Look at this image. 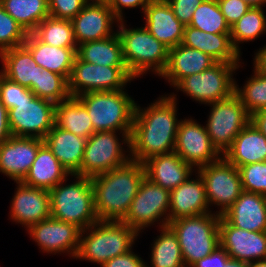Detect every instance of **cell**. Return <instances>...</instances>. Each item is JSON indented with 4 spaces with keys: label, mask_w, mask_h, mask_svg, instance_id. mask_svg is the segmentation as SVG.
<instances>
[{
    "label": "cell",
    "mask_w": 266,
    "mask_h": 267,
    "mask_svg": "<svg viewBox=\"0 0 266 267\" xmlns=\"http://www.w3.org/2000/svg\"><path fill=\"white\" fill-rule=\"evenodd\" d=\"M176 95L161 96L149 107L136 104L130 135L131 160L143 163L149 158L174 152L180 120Z\"/></svg>",
    "instance_id": "cell-1"
},
{
    "label": "cell",
    "mask_w": 266,
    "mask_h": 267,
    "mask_svg": "<svg viewBox=\"0 0 266 267\" xmlns=\"http://www.w3.org/2000/svg\"><path fill=\"white\" fill-rule=\"evenodd\" d=\"M144 178L143 163L133 160L90 178L94 190V209L98 220L122 221Z\"/></svg>",
    "instance_id": "cell-2"
},
{
    "label": "cell",
    "mask_w": 266,
    "mask_h": 267,
    "mask_svg": "<svg viewBox=\"0 0 266 267\" xmlns=\"http://www.w3.org/2000/svg\"><path fill=\"white\" fill-rule=\"evenodd\" d=\"M85 232L87 236H84ZM137 236L139 234L122 221L98 220L81 231L75 258L95 262L102 266L106 261L128 253Z\"/></svg>",
    "instance_id": "cell-3"
},
{
    "label": "cell",
    "mask_w": 266,
    "mask_h": 267,
    "mask_svg": "<svg viewBox=\"0 0 266 267\" xmlns=\"http://www.w3.org/2000/svg\"><path fill=\"white\" fill-rule=\"evenodd\" d=\"M86 108L95 132L131 134L136 104L126 91H95L76 97Z\"/></svg>",
    "instance_id": "cell-4"
},
{
    "label": "cell",
    "mask_w": 266,
    "mask_h": 267,
    "mask_svg": "<svg viewBox=\"0 0 266 267\" xmlns=\"http://www.w3.org/2000/svg\"><path fill=\"white\" fill-rule=\"evenodd\" d=\"M76 181L58 183L50 192L51 217L84 230L98 221L94 209V190L89 177L71 175Z\"/></svg>",
    "instance_id": "cell-5"
},
{
    "label": "cell",
    "mask_w": 266,
    "mask_h": 267,
    "mask_svg": "<svg viewBox=\"0 0 266 267\" xmlns=\"http://www.w3.org/2000/svg\"><path fill=\"white\" fill-rule=\"evenodd\" d=\"M117 35L122 45V55L130 75L135 79L149 70L160 76L168 62V48L158 41L145 27L125 28L118 22Z\"/></svg>",
    "instance_id": "cell-6"
},
{
    "label": "cell",
    "mask_w": 266,
    "mask_h": 267,
    "mask_svg": "<svg viewBox=\"0 0 266 267\" xmlns=\"http://www.w3.org/2000/svg\"><path fill=\"white\" fill-rule=\"evenodd\" d=\"M220 217L210 212L168 222L178 238L185 267H191L220 246Z\"/></svg>",
    "instance_id": "cell-7"
},
{
    "label": "cell",
    "mask_w": 266,
    "mask_h": 267,
    "mask_svg": "<svg viewBox=\"0 0 266 267\" xmlns=\"http://www.w3.org/2000/svg\"><path fill=\"white\" fill-rule=\"evenodd\" d=\"M130 135L122 134L120 143L116 131L94 132L86 142L80 176L92 178L129 162L130 154L125 155L121 144H127L130 148Z\"/></svg>",
    "instance_id": "cell-8"
},
{
    "label": "cell",
    "mask_w": 266,
    "mask_h": 267,
    "mask_svg": "<svg viewBox=\"0 0 266 267\" xmlns=\"http://www.w3.org/2000/svg\"><path fill=\"white\" fill-rule=\"evenodd\" d=\"M239 63L216 62L210 68L182 79L175 87L201 104H211L234 94L233 72Z\"/></svg>",
    "instance_id": "cell-9"
},
{
    "label": "cell",
    "mask_w": 266,
    "mask_h": 267,
    "mask_svg": "<svg viewBox=\"0 0 266 267\" xmlns=\"http://www.w3.org/2000/svg\"><path fill=\"white\" fill-rule=\"evenodd\" d=\"M208 105L212 108L205 126L207 134L212 145L223 155L250 122V115L235 93Z\"/></svg>",
    "instance_id": "cell-10"
},
{
    "label": "cell",
    "mask_w": 266,
    "mask_h": 267,
    "mask_svg": "<svg viewBox=\"0 0 266 267\" xmlns=\"http://www.w3.org/2000/svg\"><path fill=\"white\" fill-rule=\"evenodd\" d=\"M133 79L127 67L91 64L76 56L68 79V92L71 97H78L87 92L123 90Z\"/></svg>",
    "instance_id": "cell-11"
},
{
    "label": "cell",
    "mask_w": 266,
    "mask_h": 267,
    "mask_svg": "<svg viewBox=\"0 0 266 267\" xmlns=\"http://www.w3.org/2000/svg\"><path fill=\"white\" fill-rule=\"evenodd\" d=\"M169 206L170 191L152 183L145 177L122 222L129 225L138 234L143 228L154 225L156 221L162 220L159 223L160 228L167 226Z\"/></svg>",
    "instance_id": "cell-12"
},
{
    "label": "cell",
    "mask_w": 266,
    "mask_h": 267,
    "mask_svg": "<svg viewBox=\"0 0 266 267\" xmlns=\"http://www.w3.org/2000/svg\"><path fill=\"white\" fill-rule=\"evenodd\" d=\"M196 170L204 181L209 206H221L216 213L222 215L243 191L239 168L222 156L216 162Z\"/></svg>",
    "instance_id": "cell-13"
},
{
    "label": "cell",
    "mask_w": 266,
    "mask_h": 267,
    "mask_svg": "<svg viewBox=\"0 0 266 267\" xmlns=\"http://www.w3.org/2000/svg\"><path fill=\"white\" fill-rule=\"evenodd\" d=\"M55 105L37 96L16 104L8 110L12 135L44 139L54 126Z\"/></svg>",
    "instance_id": "cell-14"
},
{
    "label": "cell",
    "mask_w": 266,
    "mask_h": 267,
    "mask_svg": "<svg viewBox=\"0 0 266 267\" xmlns=\"http://www.w3.org/2000/svg\"><path fill=\"white\" fill-rule=\"evenodd\" d=\"M174 152L187 164L199 169L222 157L212 145L205 126L196 120H181L176 134Z\"/></svg>",
    "instance_id": "cell-15"
},
{
    "label": "cell",
    "mask_w": 266,
    "mask_h": 267,
    "mask_svg": "<svg viewBox=\"0 0 266 267\" xmlns=\"http://www.w3.org/2000/svg\"><path fill=\"white\" fill-rule=\"evenodd\" d=\"M27 231L43 252H67L75 258L82 231L78 226L49 217L31 225Z\"/></svg>",
    "instance_id": "cell-16"
},
{
    "label": "cell",
    "mask_w": 266,
    "mask_h": 267,
    "mask_svg": "<svg viewBox=\"0 0 266 267\" xmlns=\"http://www.w3.org/2000/svg\"><path fill=\"white\" fill-rule=\"evenodd\" d=\"M220 246L232 259L252 262L266 259V231L253 232L232 226L222 215Z\"/></svg>",
    "instance_id": "cell-17"
},
{
    "label": "cell",
    "mask_w": 266,
    "mask_h": 267,
    "mask_svg": "<svg viewBox=\"0 0 266 267\" xmlns=\"http://www.w3.org/2000/svg\"><path fill=\"white\" fill-rule=\"evenodd\" d=\"M44 139L11 136L0 145V172L22 182L27 176Z\"/></svg>",
    "instance_id": "cell-18"
},
{
    "label": "cell",
    "mask_w": 266,
    "mask_h": 267,
    "mask_svg": "<svg viewBox=\"0 0 266 267\" xmlns=\"http://www.w3.org/2000/svg\"><path fill=\"white\" fill-rule=\"evenodd\" d=\"M17 190L11 201L10 217L27 229L51 217L50 192L16 182Z\"/></svg>",
    "instance_id": "cell-19"
},
{
    "label": "cell",
    "mask_w": 266,
    "mask_h": 267,
    "mask_svg": "<svg viewBox=\"0 0 266 267\" xmlns=\"http://www.w3.org/2000/svg\"><path fill=\"white\" fill-rule=\"evenodd\" d=\"M120 21L109 5L89 4L71 20L77 46L110 37L114 32L112 25Z\"/></svg>",
    "instance_id": "cell-20"
},
{
    "label": "cell",
    "mask_w": 266,
    "mask_h": 267,
    "mask_svg": "<svg viewBox=\"0 0 266 267\" xmlns=\"http://www.w3.org/2000/svg\"><path fill=\"white\" fill-rule=\"evenodd\" d=\"M142 13L144 27L168 49L182 43L185 25L175 17L166 0H150Z\"/></svg>",
    "instance_id": "cell-21"
},
{
    "label": "cell",
    "mask_w": 266,
    "mask_h": 267,
    "mask_svg": "<svg viewBox=\"0 0 266 267\" xmlns=\"http://www.w3.org/2000/svg\"><path fill=\"white\" fill-rule=\"evenodd\" d=\"M188 178L170 191L169 222L184 217H194L210 213L204 181Z\"/></svg>",
    "instance_id": "cell-22"
},
{
    "label": "cell",
    "mask_w": 266,
    "mask_h": 267,
    "mask_svg": "<svg viewBox=\"0 0 266 267\" xmlns=\"http://www.w3.org/2000/svg\"><path fill=\"white\" fill-rule=\"evenodd\" d=\"M222 216L239 229L266 231V196L259 193L242 191L236 201Z\"/></svg>",
    "instance_id": "cell-23"
},
{
    "label": "cell",
    "mask_w": 266,
    "mask_h": 267,
    "mask_svg": "<svg viewBox=\"0 0 266 267\" xmlns=\"http://www.w3.org/2000/svg\"><path fill=\"white\" fill-rule=\"evenodd\" d=\"M143 166L149 181L169 191L191 178L195 170L175 152L153 156L143 162Z\"/></svg>",
    "instance_id": "cell-24"
},
{
    "label": "cell",
    "mask_w": 266,
    "mask_h": 267,
    "mask_svg": "<svg viewBox=\"0 0 266 267\" xmlns=\"http://www.w3.org/2000/svg\"><path fill=\"white\" fill-rule=\"evenodd\" d=\"M216 61L197 49L179 44L168 50V62L160 75L174 88L184 78L210 68Z\"/></svg>",
    "instance_id": "cell-25"
},
{
    "label": "cell",
    "mask_w": 266,
    "mask_h": 267,
    "mask_svg": "<svg viewBox=\"0 0 266 267\" xmlns=\"http://www.w3.org/2000/svg\"><path fill=\"white\" fill-rule=\"evenodd\" d=\"M181 44L200 50L216 62H240V53L234 48L230 33H207L186 25Z\"/></svg>",
    "instance_id": "cell-26"
},
{
    "label": "cell",
    "mask_w": 266,
    "mask_h": 267,
    "mask_svg": "<svg viewBox=\"0 0 266 267\" xmlns=\"http://www.w3.org/2000/svg\"><path fill=\"white\" fill-rule=\"evenodd\" d=\"M44 142L70 175H80L86 138L77 136L54 124L44 138Z\"/></svg>",
    "instance_id": "cell-27"
},
{
    "label": "cell",
    "mask_w": 266,
    "mask_h": 267,
    "mask_svg": "<svg viewBox=\"0 0 266 267\" xmlns=\"http://www.w3.org/2000/svg\"><path fill=\"white\" fill-rule=\"evenodd\" d=\"M23 45L31 52L34 61L42 68L70 77L77 48L55 47L41 42L33 33H28Z\"/></svg>",
    "instance_id": "cell-28"
},
{
    "label": "cell",
    "mask_w": 266,
    "mask_h": 267,
    "mask_svg": "<svg viewBox=\"0 0 266 267\" xmlns=\"http://www.w3.org/2000/svg\"><path fill=\"white\" fill-rule=\"evenodd\" d=\"M222 156L237 168L251 163L265 162L266 136L249 122Z\"/></svg>",
    "instance_id": "cell-29"
},
{
    "label": "cell",
    "mask_w": 266,
    "mask_h": 267,
    "mask_svg": "<svg viewBox=\"0 0 266 267\" xmlns=\"http://www.w3.org/2000/svg\"><path fill=\"white\" fill-rule=\"evenodd\" d=\"M69 175L44 142L39 147L36 158L22 182L31 187L50 191Z\"/></svg>",
    "instance_id": "cell-30"
},
{
    "label": "cell",
    "mask_w": 266,
    "mask_h": 267,
    "mask_svg": "<svg viewBox=\"0 0 266 267\" xmlns=\"http://www.w3.org/2000/svg\"><path fill=\"white\" fill-rule=\"evenodd\" d=\"M1 74L9 80L31 89L37 81L42 68L34 61L31 52L24 46H18L0 53Z\"/></svg>",
    "instance_id": "cell-31"
},
{
    "label": "cell",
    "mask_w": 266,
    "mask_h": 267,
    "mask_svg": "<svg viewBox=\"0 0 266 267\" xmlns=\"http://www.w3.org/2000/svg\"><path fill=\"white\" fill-rule=\"evenodd\" d=\"M76 56L91 64L126 67L121 41L117 33L101 40L88 41L78 45Z\"/></svg>",
    "instance_id": "cell-32"
},
{
    "label": "cell",
    "mask_w": 266,
    "mask_h": 267,
    "mask_svg": "<svg viewBox=\"0 0 266 267\" xmlns=\"http://www.w3.org/2000/svg\"><path fill=\"white\" fill-rule=\"evenodd\" d=\"M54 124L86 139L95 132L85 106L76 97L71 96L55 105Z\"/></svg>",
    "instance_id": "cell-33"
},
{
    "label": "cell",
    "mask_w": 266,
    "mask_h": 267,
    "mask_svg": "<svg viewBox=\"0 0 266 267\" xmlns=\"http://www.w3.org/2000/svg\"><path fill=\"white\" fill-rule=\"evenodd\" d=\"M0 5L27 33H32L50 16L48 0H0Z\"/></svg>",
    "instance_id": "cell-34"
},
{
    "label": "cell",
    "mask_w": 266,
    "mask_h": 267,
    "mask_svg": "<svg viewBox=\"0 0 266 267\" xmlns=\"http://www.w3.org/2000/svg\"><path fill=\"white\" fill-rule=\"evenodd\" d=\"M160 236L154 240L151 249L152 267H185L183 256L174 231L167 225L160 228Z\"/></svg>",
    "instance_id": "cell-35"
},
{
    "label": "cell",
    "mask_w": 266,
    "mask_h": 267,
    "mask_svg": "<svg viewBox=\"0 0 266 267\" xmlns=\"http://www.w3.org/2000/svg\"><path fill=\"white\" fill-rule=\"evenodd\" d=\"M41 42L63 48H77L71 20L48 16L32 32Z\"/></svg>",
    "instance_id": "cell-36"
},
{
    "label": "cell",
    "mask_w": 266,
    "mask_h": 267,
    "mask_svg": "<svg viewBox=\"0 0 266 267\" xmlns=\"http://www.w3.org/2000/svg\"><path fill=\"white\" fill-rule=\"evenodd\" d=\"M266 32V16L262 7H251L231 26V41L241 54L239 43L257 39Z\"/></svg>",
    "instance_id": "cell-37"
},
{
    "label": "cell",
    "mask_w": 266,
    "mask_h": 267,
    "mask_svg": "<svg viewBox=\"0 0 266 267\" xmlns=\"http://www.w3.org/2000/svg\"><path fill=\"white\" fill-rule=\"evenodd\" d=\"M188 26L213 34L231 32V27L226 22L217 0H203L195 9Z\"/></svg>",
    "instance_id": "cell-38"
},
{
    "label": "cell",
    "mask_w": 266,
    "mask_h": 267,
    "mask_svg": "<svg viewBox=\"0 0 266 267\" xmlns=\"http://www.w3.org/2000/svg\"><path fill=\"white\" fill-rule=\"evenodd\" d=\"M35 96L49 100L55 104L67 100L70 95L68 92V81L57 73L47 69L39 71L37 81L30 89Z\"/></svg>",
    "instance_id": "cell-39"
},
{
    "label": "cell",
    "mask_w": 266,
    "mask_h": 267,
    "mask_svg": "<svg viewBox=\"0 0 266 267\" xmlns=\"http://www.w3.org/2000/svg\"><path fill=\"white\" fill-rule=\"evenodd\" d=\"M254 75L246 81L243 89L235 81L234 93L245 106L249 115L266 109V76L254 68Z\"/></svg>",
    "instance_id": "cell-40"
},
{
    "label": "cell",
    "mask_w": 266,
    "mask_h": 267,
    "mask_svg": "<svg viewBox=\"0 0 266 267\" xmlns=\"http://www.w3.org/2000/svg\"><path fill=\"white\" fill-rule=\"evenodd\" d=\"M28 33L0 5V53L23 45Z\"/></svg>",
    "instance_id": "cell-41"
},
{
    "label": "cell",
    "mask_w": 266,
    "mask_h": 267,
    "mask_svg": "<svg viewBox=\"0 0 266 267\" xmlns=\"http://www.w3.org/2000/svg\"><path fill=\"white\" fill-rule=\"evenodd\" d=\"M242 189L266 196V161L239 167Z\"/></svg>",
    "instance_id": "cell-42"
},
{
    "label": "cell",
    "mask_w": 266,
    "mask_h": 267,
    "mask_svg": "<svg viewBox=\"0 0 266 267\" xmlns=\"http://www.w3.org/2000/svg\"><path fill=\"white\" fill-rule=\"evenodd\" d=\"M34 97L29 88L9 80L0 73V101L8 110L16 107L21 101L32 100Z\"/></svg>",
    "instance_id": "cell-43"
},
{
    "label": "cell",
    "mask_w": 266,
    "mask_h": 267,
    "mask_svg": "<svg viewBox=\"0 0 266 267\" xmlns=\"http://www.w3.org/2000/svg\"><path fill=\"white\" fill-rule=\"evenodd\" d=\"M86 4V0H48L49 14L57 19L72 20Z\"/></svg>",
    "instance_id": "cell-44"
},
{
    "label": "cell",
    "mask_w": 266,
    "mask_h": 267,
    "mask_svg": "<svg viewBox=\"0 0 266 267\" xmlns=\"http://www.w3.org/2000/svg\"><path fill=\"white\" fill-rule=\"evenodd\" d=\"M217 3L230 27L252 7L243 0H217Z\"/></svg>",
    "instance_id": "cell-45"
},
{
    "label": "cell",
    "mask_w": 266,
    "mask_h": 267,
    "mask_svg": "<svg viewBox=\"0 0 266 267\" xmlns=\"http://www.w3.org/2000/svg\"><path fill=\"white\" fill-rule=\"evenodd\" d=\"M175 17L183 24L189 25L195 9L203 0H166Z\"/></svg>",
    "instance_id": "cell-46"
},
{
    "label": "cell",
    "mask_w": 266,
    "mask_h": 267,
    "mask_svg": "<svg viewBox=\"0 0 266 267\" xmlns=\"http://www.w3.org/2000/svg\"><path fill=\"white\" fill-rule=\"evenodd\" d=\"M101 267H148L147 264L134 254L132 250L123 255L116 256L106 261ZM150 267V266H149Z\"/></svg>",
    "instance_id": "cell-47"
},
{
    "label": "cell",
    "mask_w": 266,
    "mask_h": 267,
    "mask_svg": "<svg viewBox=\"0 0 266 267\" xmlns=\"http://www.w3.org/2000/svg\"><path fill=\"white\" fill-rule=\"evenodd\" d=\"M230 259L227 252L219 246L212 253L201 258L191 267H222V263H226Z\"/></svg>",
    "instance_id": "cell-48"
},
{
    "label": "cell",
    "mask_w": 266,
    "mask_h": 267,
    "mask_svg": "<svg viewBox=\"0 0 266 267\" xmlns=\"http://www.w3.org/2000/svg\"><path fill=\"white\" fill-rule=\"evenodd\" d=\"M149 1L150 0H111L109 7L112 9L114 15L121 21L124 20L122 13L123 8H136L141 6V10L144 12Z\"/></svg>",
    "instance_id": "cell-49"
},
{
    "label": "cell",
    "mask_w": 266,
    "mask_h": 267,
    "mask_svg": "<svg viewBox=\"0 0 266 267\" xmlns=\"http://www.w3.org/2000/svg\"><path fill=\"white\" fill-rule=\"evenodd\" d=\"M12 136L9 122L8 109L0 101V145Z\"/></svg>",
    "instance_id": "cell-50"
},
{
    "label": "cell",
    "mask_w": 266,
    "mask_h": 267,
    "mask_svg": "<svg viewBox=\"0 0 266 267\" xmlns=\"http://www.w3.org/2000/svg\"><path fill=\"white\" fill-rule=\"evenodd\" d=\"M250 122L266 136V109L257 111L250 115Z\"/></svg>",
    "instance_id": "cell-51"
},
{
    "label": "cell",
    "mask_w": 266,
    "mask_h": 267,
    "mask_svg": "<svg viewBox=\"0 0 266 267\" xmlns=\"http://www.w3.org/2000/svg\"><path fill=\"white\" fill-rule=\"evenodd\" d=\"M254 68L261 74L266 76V46L255 53Z\"/></svg>",
    "instance_id": "cell-52"
},
{
    "label": "cell",
    "mask_w": 266,
    "mask_h": 267,
    "mask_svg": "<svg viewBox=\"0 0 266 267\" xmlns=\"http://www.w3.org/2000/svg\"><path fill=\"white\" fill-rule=\"evenodd\" d=\"M222 267H248V262L230 258Z\"/></svg>",
    "instance_id": "cell-53"
},
{
    "label": "cell",
    "mask_w": 266,
    "mask_h": 267,
    "mask_svg": "<svg viewBox=\"0 0 266 267\" xmlns=\"http://www.w3.org/2000/svg\"><path fill=\"white\" fill-rule=\"evenodd\" d=\"M243 1H245L252 7H263L266 4V0H243Z\"/></svg>",
    "instance_id": "cell-54"
},
{
    "label": "cell",
    "mask_w": 266,
    "mask_h": 267,
    "mask_svg": "<svg viewBox=\"0 0 266 267\" xmlns=\"http://www.w3.org/2000/svg\"><path fill=\"white\" fill-rule=\"evenodd\" d=\"M248 267H266V259L249 262Z\"/></svg>",
    "instance_id": "cell-55"
},
{
    "label": "cell",
    "mask_w": 266,
    "mask_h": 267,
    "mask_svg": "<svg viewBox=\"0 0 266 267\" xmlns=\"http://www.w3.org/2000/svg\"><path fill=\"white\" fill-rule=\"evenodd\" d=\"M92 1V2H90ZM87 3L89 4H104V5H109L111 0H86Z\"/></svg>",
    "instance_id": "cell-56"
}]
</instances>
